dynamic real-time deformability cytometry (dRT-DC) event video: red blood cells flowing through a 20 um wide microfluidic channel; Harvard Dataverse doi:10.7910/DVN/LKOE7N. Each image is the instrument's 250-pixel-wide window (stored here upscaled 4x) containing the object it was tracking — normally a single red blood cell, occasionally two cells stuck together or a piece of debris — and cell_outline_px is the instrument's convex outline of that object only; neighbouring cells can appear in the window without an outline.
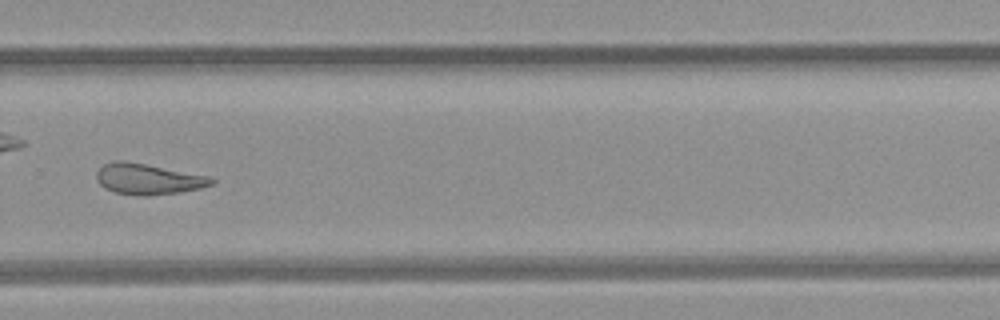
{"species": "common noctule bat (a hibernating species)", "species_latin": "Nyctalus noctula", "temperature_condition": "room temperature", "stored_images_in_passage": 40, "camera_frame_rate_fps": 3000, "um_per_image_px": 0.085, "animal": {"sex": "female", "body_mass_g": 21.9}, "frame": {"image": 1, "passage_image": 23, "time_ms": 7.333, "image_size_px": [1000, 320], "cell_outline_px": [[216, 180], [212, 184], [200, 188], [180, 192], [148, 196], [144, 196], [112, 192], [104, 188], [96, 180], [96, 172], [104, 164], [116, 160], [124, 160], [208, 176]], "centroid_in_image_um": [12.55, 15.22], "position_along_channel_um": 317.3, "area_um2": 20.58}, "authors_computed_cell_mechanics": {"area_um2": 21.386, "velocity_mm_per_s": 3.939, "shape_relaxation_time_tau1_ms": null, "shape_relaxation_time_tau2_ms": 4.5157, "deformation_change_tau1": null, "deformation_change_tau2": 0.1482}}